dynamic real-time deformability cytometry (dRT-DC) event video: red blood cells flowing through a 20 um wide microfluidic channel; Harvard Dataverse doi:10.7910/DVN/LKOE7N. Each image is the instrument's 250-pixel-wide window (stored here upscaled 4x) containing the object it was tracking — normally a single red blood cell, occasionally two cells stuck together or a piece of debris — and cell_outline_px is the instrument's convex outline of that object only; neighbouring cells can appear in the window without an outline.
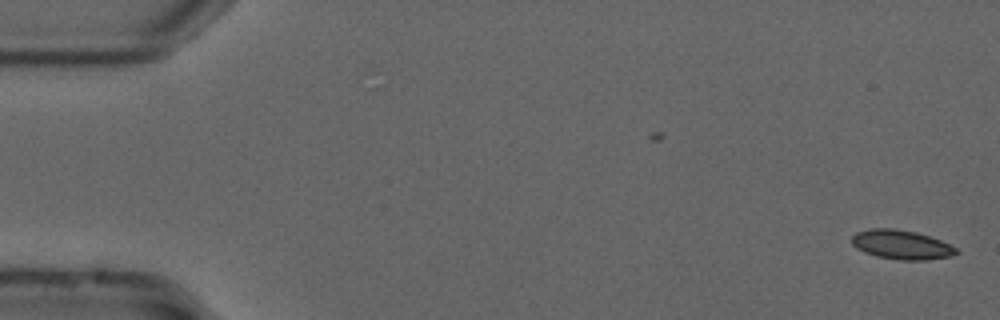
{"species": "common noctule bat (a hibernating species)", "species_latin": "Nyctalus noctula", "temperature_condition": "cold", "stored_images_in_passage": 54, "camera_frame_rate_fps": 3000, "um_per_image_px": 0.085, "animal": {"sex": "male", "forearm_length_mm": 52.5}, "frame": {"image": 1, "passage_image": 1, "time_ms": 0.0, "image_size_px": [1000, 320], "cell_outline_px": [[960, 252], [952, 256], [928, 260], [900, 260], [876, 256], [864, 252], [856, 248], [852, 244], [852, 236], [856, 232], [868, 228], [896, 228], [916, 232], [940, 240], [956, 248]], "centroid_in_image_um": [76.6, 20.79], "position_along_channel_um": 8.4, "area_um2": 17.92}}
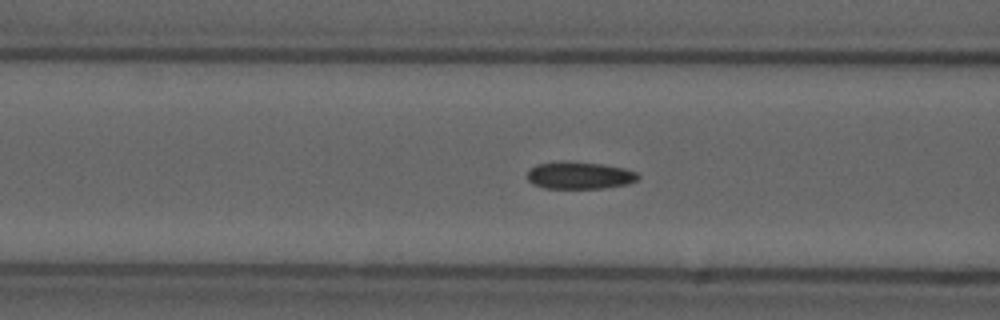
{"frame": {"image": 2, "passage_image": 21, "time_ms": 6.667, "image_size_px": [1000, 320], "cell_outline_px": [[640, 176], [636, 180], [628, 184], [604, 188], [544, 188], [532, 184], [528, 180], [528, 172], [536, 164], [604, 164], [624, 168], [636, 172]], "centroid_in_image_um": [49.31, 14.96], "position_along_channel_um": 117.3, "area_um2": 16.76}}
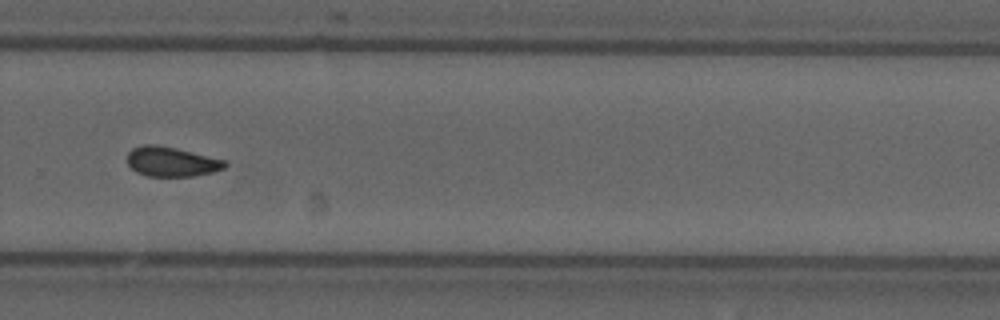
{"frame": {"image": 3, "passage_image": 37, "time_ms": 12.0, "image_size_px": [1000, 320], "cell_outline_px": [[228, 164], [224, 168], [212, 172], [192, 176], [148, 176], [136, 172], [128, 164], [128, 152], [132, 148], [140, 144], [156, 144], [176, 148], [224, 160]], "centroid_in_image_um": [14.54, 13.73], "position_along_channel_um": 315.3, "area_um2": 16.82}, "authors_computed_cell_mechanics": {"area_um2": 17.2822, "velocity_mm_per_s": 3.7167, "shape_relaxation_time_tau1_ms": null, "shape_relaxation_time_tau2_ms": 1.7229, "deformation_change_tau1": null, "deformation_change_tau2": 0.0599}}